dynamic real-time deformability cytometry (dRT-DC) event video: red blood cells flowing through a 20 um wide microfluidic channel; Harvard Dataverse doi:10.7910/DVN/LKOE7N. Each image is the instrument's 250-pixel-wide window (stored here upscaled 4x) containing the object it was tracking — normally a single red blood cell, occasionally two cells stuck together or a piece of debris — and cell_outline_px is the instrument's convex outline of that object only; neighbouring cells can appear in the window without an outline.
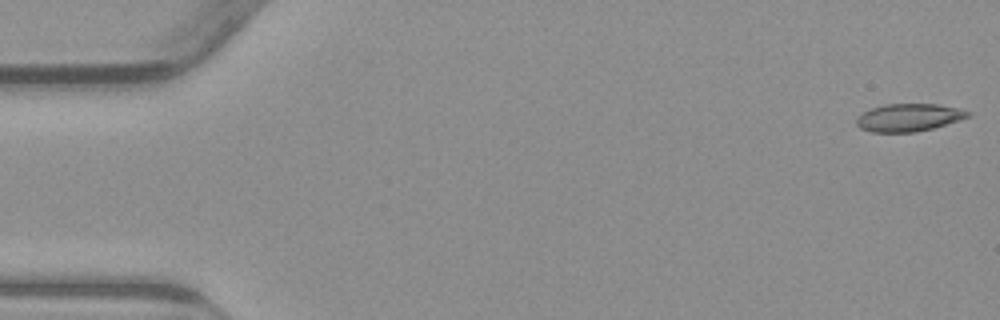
{"species": "common noctule bat (a hibernating species)", "species_latin": "Nyctalus noctula", "temperature_condition": "warm", "stored_images_in_passage": 54, "camera_frame_rate_fps": 3000, "um_per_image_px": 0.085, "animal": {"sex": "male", "body_mass_g": 23.1, "forearm_length_mm": 52.7}, "frame": {"image": 1, "passage_image": 1, "time_ms": 0.0, "image_size_px": [1000, 320], "cell_outline_px": [[972, 116], [960, 120], [932, 128], [916, 132], [872, 132], [860, 128], [856, 124], [856, 116], [872, 108], [884, 104], [940, 104], [960, 108], [972, 112]], "centroid_in_image_um": [77.28, 9.98], "position_along_channel_um": 7.7, "area_um2": 18.15}}
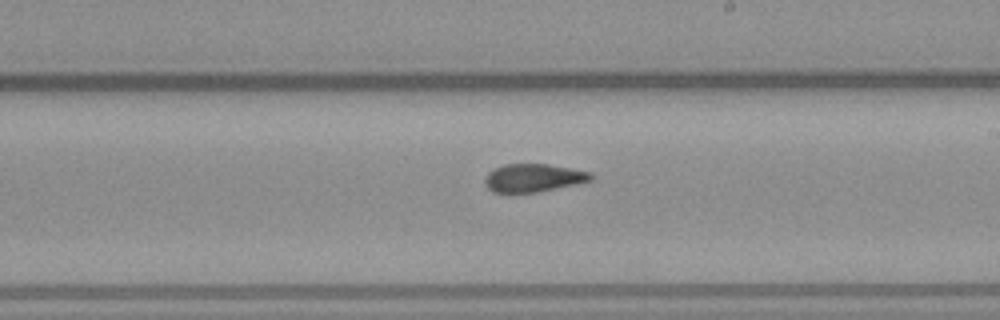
{"frame": {"image": 2, "passage_image": 31, "time_ms": 10.0, "image_size_px": [1000, 320], "cell_outline_px": [[596, 176], [592, 180], [536, 192], [492, 192], [484, 184], [484, 180], [488, 172], [492, 168], [504, 164], [548, 164], [592, 172]], "centroid_in_image_um": [45.32, 15.1], "position_along_channel_um": 243.7, "area_um2": 17.34}}
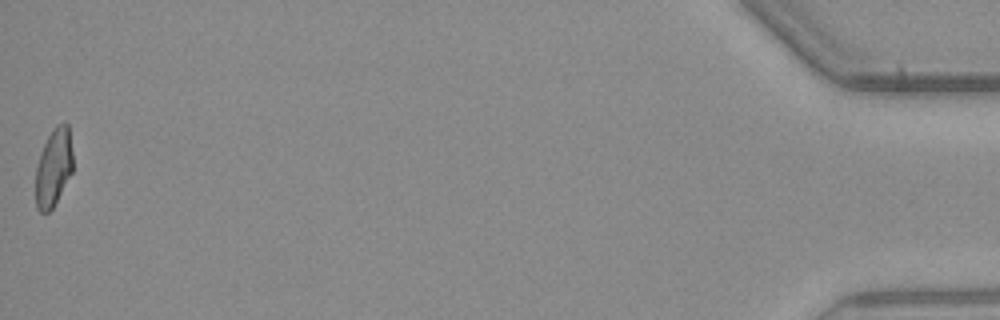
{"frame": {"image": 3, "passage_image": 54, "time_ms": 17.667, "image_size_px": [1000, 320], "cell_outline_px": [[72, 172], [52, 208], [48, 212], [40, 212], [36, 208], [36, 168], [40, 152], [48, 136], [56, 124], [68, 124], [72, 152]], "centroid_in_image_um": [4.54, 14.24], "position_along_channel_um": 430.7, "area_um2": 16.65}, "authors_computed_cell_mechanics": {"area_um2": 18.3226, "velocity_mm_per_s": 3.828, "shape_relaxation_time_tau1_ms": null, "shape_relaxation_time_tau2_ms": 2.1625, "deformation_change_tau1": null, "deformation_change_tau2": 0.089}}